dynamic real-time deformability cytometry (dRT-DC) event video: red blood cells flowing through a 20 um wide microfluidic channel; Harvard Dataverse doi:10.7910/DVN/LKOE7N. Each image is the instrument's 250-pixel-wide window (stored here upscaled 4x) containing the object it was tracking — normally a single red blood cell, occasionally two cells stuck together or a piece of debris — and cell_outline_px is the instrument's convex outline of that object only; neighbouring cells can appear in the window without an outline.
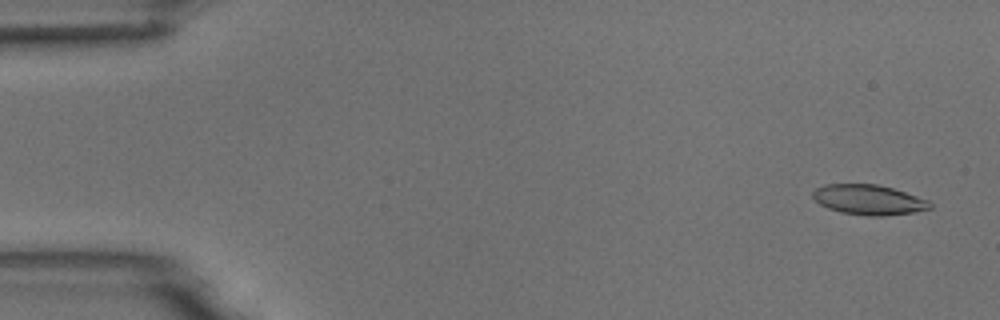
{"species": "common noctule bat (a hibernating species)", "species_latin": "Nyctalus noctula", "temperature_condition": "room temperature", "stored_images_in_passage": 5, "camera_frame_rate_fps": 3000, "um_per_image_px": 0.085, "animal": {"sex": "male", "body_mass_g": 18.8}, "frame": {"image": 1, "passage_image": 1, "time_ms": 0.0, "image_size_px": [1000, 320], "cell_outline_px": [[932, 208], [912, 212], [884, 216], [868, 216], [840, 212], [828, 208], [820, 204], [812, 196], [812, 192], [816, 188], [824, 184], [876, 184], [892, 188], [928, 200], [932, 204]], "centroid_in_image_um": [73.82, 16.98], "position_along_channel_um": 11.2, "area_um2": 20.4}}
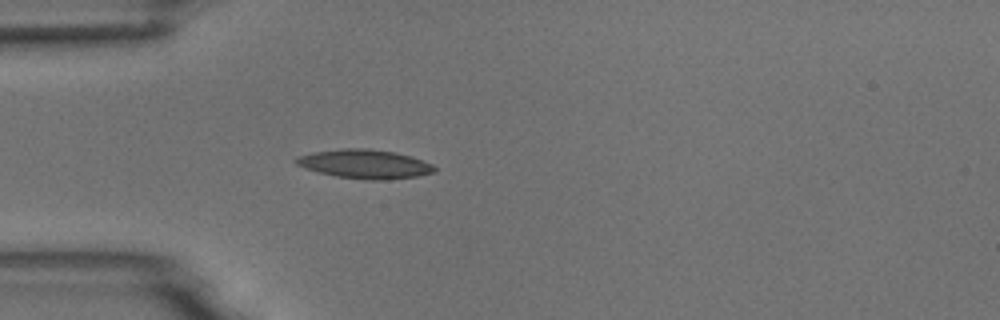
{"frame": {"image": 2, "passage_image": 5, "time_ms": 4.333, "image_size_px": [1000, 320], "cell_outline_px": [[436, 172], [416, 176], [388, 180], [368, 180], [336, 176], [304, 168], [296, 164], [292, 160], [296, 156], [312, 152], [344, 148], [368, 148], [396, 152], [412, 156], [432, 164], [436, 168]], "centroid_in_image_um": [31.0, 13.93], "position_along_channel_um": 54.0, "area_um2": 23.58}}